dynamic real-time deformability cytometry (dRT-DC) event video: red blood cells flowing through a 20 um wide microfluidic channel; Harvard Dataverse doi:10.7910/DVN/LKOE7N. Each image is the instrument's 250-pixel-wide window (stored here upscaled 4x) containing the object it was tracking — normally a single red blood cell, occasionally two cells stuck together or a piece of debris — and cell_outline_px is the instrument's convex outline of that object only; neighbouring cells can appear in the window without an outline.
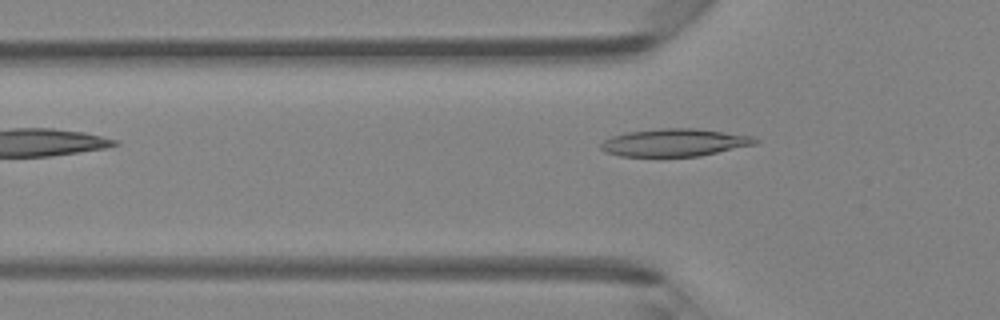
{"species": "Egyptian fruit bat (a non-hibernating species)", "species_latin": "Rousettus aegyptiacus", "temperature_condition": "room temperature", "stored_images_in_passage": 6, "camera_frame_rate_fps": 3000, "um_per_image_px": 0.085, "animal": {"sex": "female"}, "frame": {"image": 1, "passage_image": 5, "time_ms": 4.667, "image_size_px": [1000, 320], "cell_outline_px": [[760, 140], [756, 144], [700, 156], [620, 156], [604, 152], [600, 148], [600, 144], [604, 140], [612, 136], [628, 132], [660, 128], [696, 128], [752, 136]], "centroid_in_image_um": [57.33, 12.11], "position_along_channel_um": 68.5, "area_um2": 24.8}}
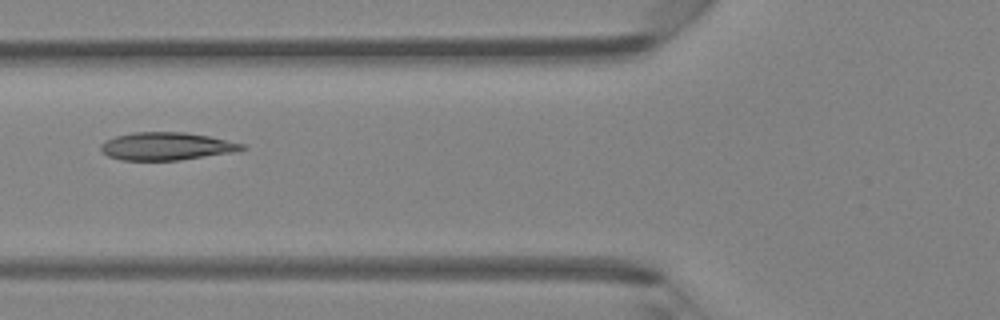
{"frame": {"image": 2, "passage_image": 6, "time_ms": 5.667, "image_size_px": [1000, 320], "cell_outline_px": [[248, 148], [240, 152], [180, 160], [120, 160], [108, 156], [100, 148], [100, 144], [104, 140], [116, 136], [132, 132], [184, 132], [208, 136], [244, 144]], "centroid_in_image_um": [14.19, 12.44], "position_along_channel_um": 111.6, "area_um2": 23.12}}